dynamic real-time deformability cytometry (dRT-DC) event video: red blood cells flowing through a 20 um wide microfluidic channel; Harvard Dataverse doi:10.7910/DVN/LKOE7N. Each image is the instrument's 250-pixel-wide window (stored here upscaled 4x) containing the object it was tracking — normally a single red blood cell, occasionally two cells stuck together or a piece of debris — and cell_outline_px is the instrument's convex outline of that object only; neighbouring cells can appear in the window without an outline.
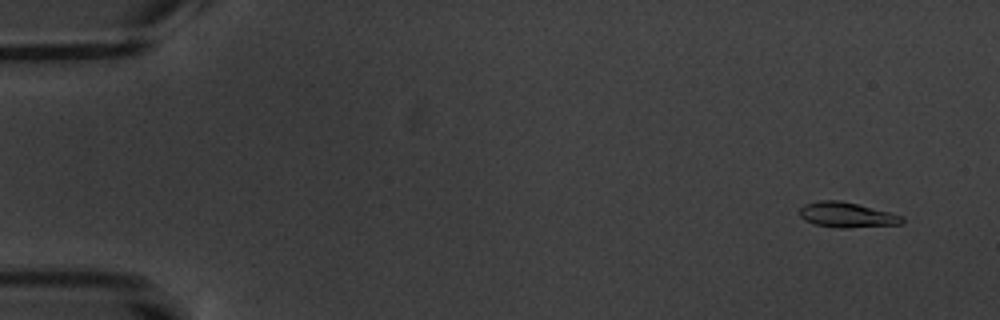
{"species": "common noctule bat (a hibernating species)", "species_latin": "Nyctalus noctula", "temperature_condition": "warm", "stored_images_in_passage": 16, "camera_frame_rate_fps": 3000, "um_per_image_px": 0.085, "animal": {"sex": "male", "body_mass_g": 20.1, "forearm_length_mm": 53.5}, "frame": {"image": 1, "passage_image": 1, "time_ms": 0.0, "image_size_px": [1000, 320], "cell_outline_px": [[904, 220], [900, 224], [848, 228], [840, 228], [812, 224], [804, 220], [800, 216], [800, 208], [804, 204], [820, 200], [840, 200], [904, 216]], "centroid_in_image_um": [71.94, 18.27], "position_along_channel_um": 13.1, "area_um2": 14.97}}
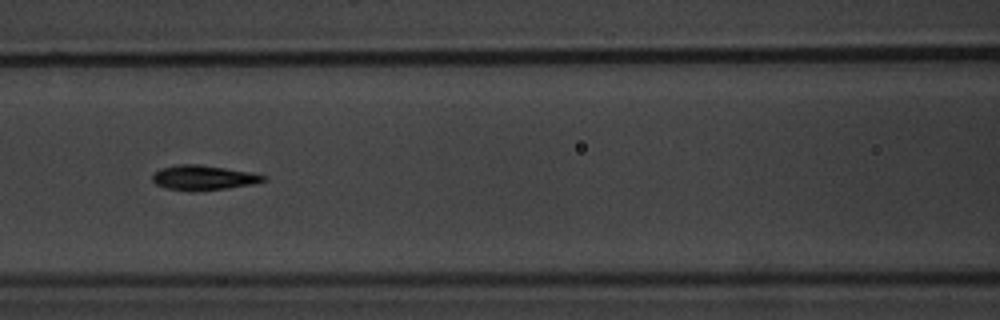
{"frame": {"image": 2, "passage_image": 7, "time_ms": 7.667, "image_size_px": [1000, 320], "cell_outline_px": [[268, 180], [252, 184], [228, 188], [192, 192], [164, 188], [156, 184], [152, 180], [152, 176], [160, 168], [176, 164], [200, 164], [252, 172], [268, 176]], "centroid_in_image_um": [17.3, 15.1], "position_along_channel_um": 149.3, "area_um2": 16.36}}
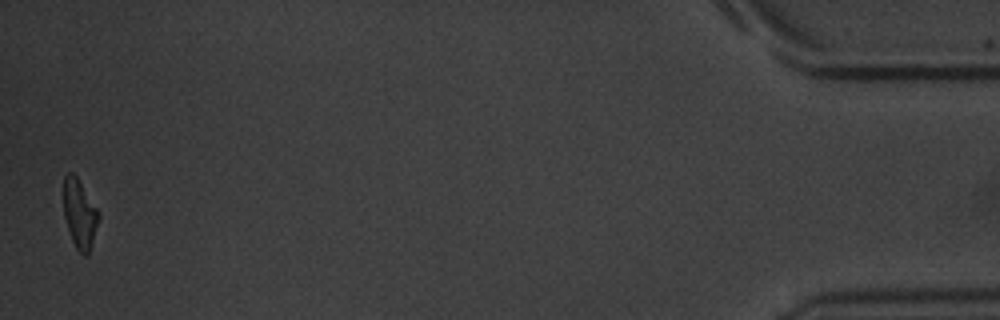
{"frame": {"image": 3, "passage_image": 16, "time_ms": 18.333, "image_size_px": [1000, 320], "cell_outline_px": [[100, 216], [88, 256], [84, 256], [76, 248], [72, 240], [64, 216], [64, 176], [68, 172], [72, 172], [76, 176], [100, 212]], "centroid_in_image_um": [6.78, 18.18], "position_along_channel_um": 428.4, "area_um2": 13.99}, "authors_computed_cell_mechanics": {"area_um2": 15.317, "velocity_mm_per_s": 3.4302, "shape_relaxation_time_tau1_ms": 3.576, "shape_relaxation_time_tau2_ms": 1.0474, "deformation_change_tau1": 0.1242, "deformation_change_tau2": 0.0395}}